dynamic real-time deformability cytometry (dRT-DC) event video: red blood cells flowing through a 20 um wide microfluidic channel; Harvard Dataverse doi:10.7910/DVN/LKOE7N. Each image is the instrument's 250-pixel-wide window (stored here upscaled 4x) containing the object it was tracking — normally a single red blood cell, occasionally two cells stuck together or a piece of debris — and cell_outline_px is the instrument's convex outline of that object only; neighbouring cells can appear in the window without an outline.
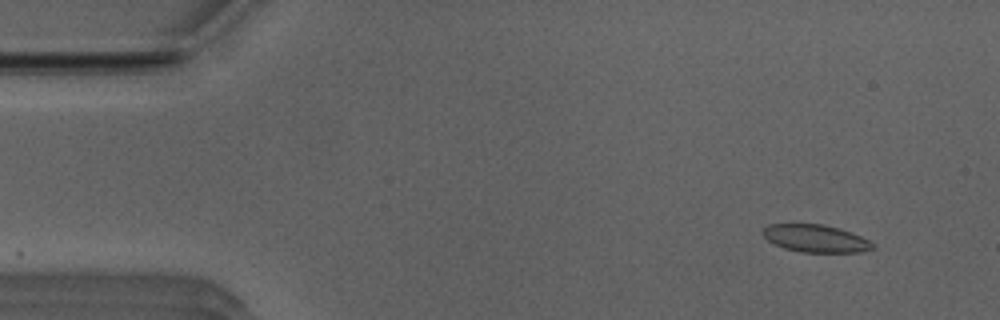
{"species": "Egyptian fruit bat (a non-hibernating species)", "species_latin": "Rousettus aegyptiacus", "temperature_condition": "room temperature", "stored_images_in_passage": 31, "camera_frame_rate_fps": 3000, "um_per_image_px": 0.085, "animal": {"sex": "male"}, "frame": {"image": 1, "passage_image": 1, "time_ms": 0.0, "image_size_px": [1000, 320], "cell_outline_px": [[876, 248], [860, 252], [800, 252], [784, 248], [768, 240], [760, 232], [768, 224], [820, 224], [852, 232], [876, 244]], "centroid_in_image_um": [69.34, 20.27], "position_along_channel_um": 15.7, "area_um2": 17.57}}
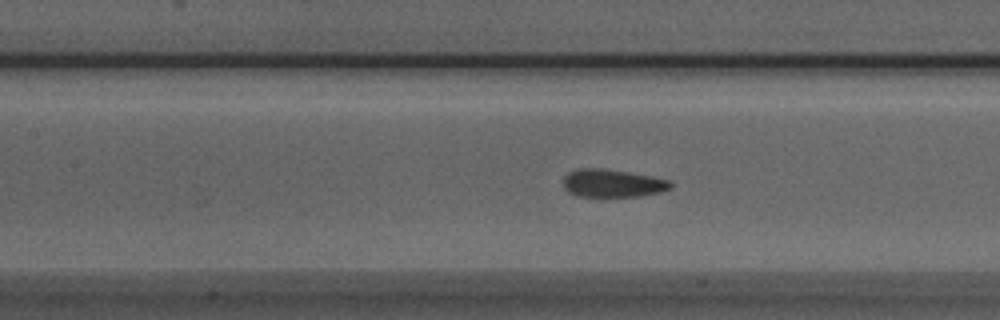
{"frame": {"image": 2, "passage_image": 19, "time_ms": 6.0, "image_size_px": [1000, 320], "cell_outline_px": [[672, 188], [660, 192], [636, 196], [576, 196], [568, 192], [564, 188], [564, 176], [568, 172], [580, 168], [604, 168], [652, 176], [668, 180], [672, 184]], "centroid_in_image_um": [52.04, 15.57], "position_along_channel_um": 155.4, "area_um2": 17.4}}
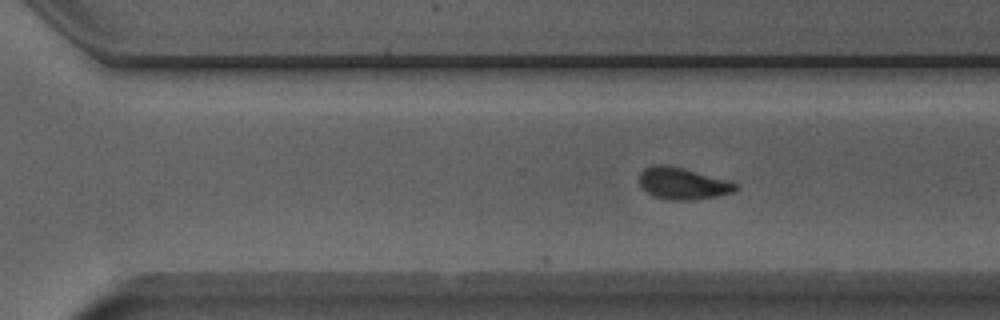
{"frame": {"image": 3, "passage_image": 31, "time_ms": 10.0, "image_size_px": [1000, 320], "cell_outline_px": [[740, 188], [732, 192], [720, 196], [688, 200], [668, 200], [652, 196], [640, 184], [640, 172], [644, 168], [652, 164], [668, 164], [684, 168], [740, 184]], "centroid_in_image_um": [58.04, 15.59], "position_along_channel_um": 312.6, "area_um2": 17.98}}